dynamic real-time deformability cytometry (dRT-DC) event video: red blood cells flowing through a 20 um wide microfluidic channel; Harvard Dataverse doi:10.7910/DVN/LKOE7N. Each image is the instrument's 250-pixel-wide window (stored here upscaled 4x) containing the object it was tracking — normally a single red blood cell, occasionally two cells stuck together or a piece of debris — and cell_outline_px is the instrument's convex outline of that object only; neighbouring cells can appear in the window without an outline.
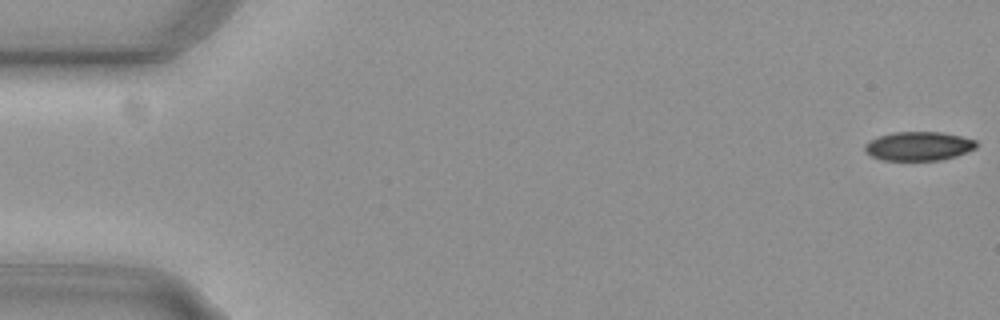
{"species": "common noctule bat (a hibernating species)", "species_latin": "Nyctalus noctula", "temperature_condition": "cold", "stored_images_in_passage": 55, "camera_frame_rate_fps": 3000, "um_per_image_px": 0.085, "animal": {"sex": "female", "body_mass_g": 29.2, "forearm_length_mm": 56.3}, "frame": {"image": 1, "passage_image": 1, "time_ms": 0.0, "image_size_px": [1000, 320], "cell_outline_px": [[976, 148], [956, 156], [940, 160], [880, 160], [864, 152], [864, 144], [868, 140], [892, 132], [940, 132], [960, 136], [976, 140]], "centroid_in_image_um": [78.04, 12.42], "position_along_channel_um": 7.0, "area_um2": 18.84}}
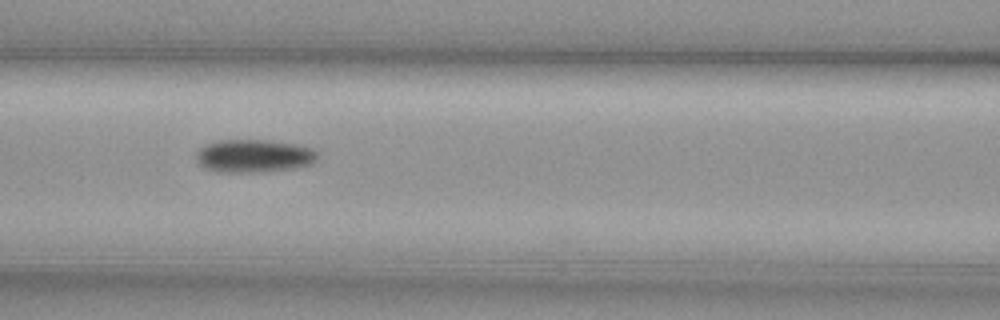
{"frame": {"image": 2, "passage_image": 24, "time_ms": 7.667, "image_size_px": [1000, 320], "cell_outline_px": [[316, 156], [312, 164], [288, 168], [260, 172], [216, 172], [204, 168], [196, 160], [196, 152], [204, 144], [216, 140], [268, 140], [292, 144], [312, 148], [316, 152]], "centroid_in_image_um": [21.49, 13.25], "position_along_channel_um": 145.1, "area_um2": 23.18}}
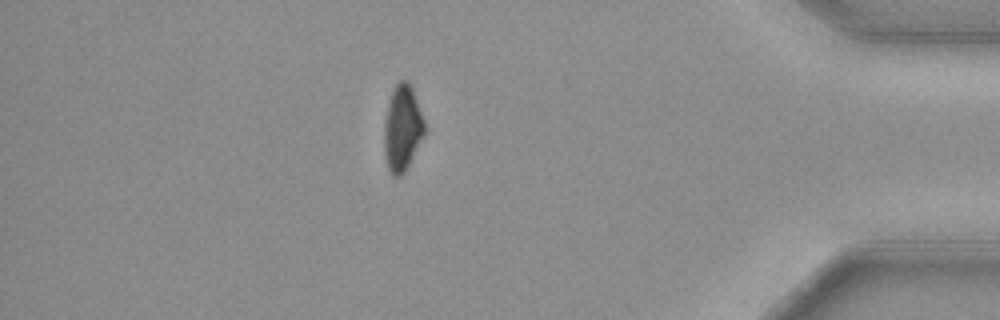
{"frame": {"image": 3, "passage_image": 48, "time_ms": 15.667, "image_size_px": [1000, 320], "cell_outline_px": [[428, 128], [404, 172], [400, 176], [392, 176], [388, 168], [384, 152], [384, 120], [388, 104], [392, 92], [396, 84], [400, 80], [408, 80], [412, 88]], "centroid_in_image_um": [34.22, 10.88], "position_along_channel_um": 401.0, "area_um2": 20.29}, "authors_computed_cell_mechanics": {"area_um2": 21.5016, "velocity_mm_per_s": 3.7469, "shape_relaxation_time_tau1_ms": 2.5009, "shape_relaxation_time_tau2_ms": null, "deformation_change_tau1": 0.0975, "deformation_change_tau2": null}}